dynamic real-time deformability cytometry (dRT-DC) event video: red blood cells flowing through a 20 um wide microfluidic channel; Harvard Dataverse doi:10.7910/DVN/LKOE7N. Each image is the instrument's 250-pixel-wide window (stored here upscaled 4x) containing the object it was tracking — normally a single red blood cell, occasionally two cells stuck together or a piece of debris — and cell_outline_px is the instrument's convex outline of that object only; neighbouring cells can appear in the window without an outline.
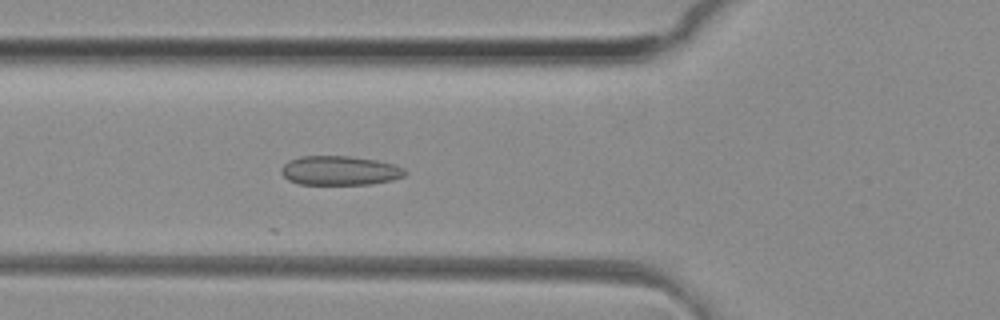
{"species": "common noctule bat (a hibernating species)", "species_latin": "Nyctalus noctula", "temperature_condition": "room temperature", "stored_images_in_passage": 16, "camera_frame_rate_fps": 3000, "um_per_image_px": 0.085, "animal": {"sex": "female", "body_mass_g": 29.2, "forearm_length_mm": 56.3}, "frame": {"image": 1, "passage_image": 4, "time_ms": 1.0, "image_size_px": [1000, 320], "cell_outline_px": [[408, 172], [404, 176], [392, 180], [372, 184], [300, 184], [288, 180], [280, 172], [280, 168], [288, 160], [300, 156], [352, 156], [376, 160], [396, 164], [404, 168]], "centroid_in_image_um": [28.89, 14.49], "position_along_channel_um": 96.9, "area_um2": 21.33}}
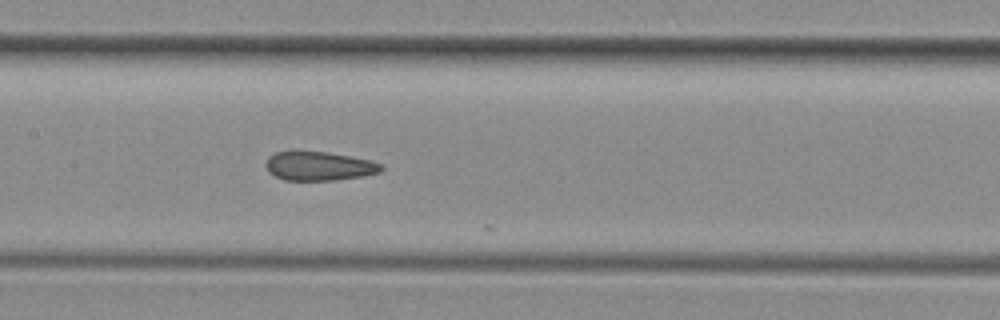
{"frame": {"image": 2, "passage_image": 10, "time_ms": 3.0, "image_size_px": [1000, 320], "cell_outline_px": [[384, 168], [380, 172], [364, 176], [336, 180], [284, 180], [268, 172], [264, 164], [268, 156], [276, 152], [328, 152], [372, 160], [384, 164]], "centroid_in_image_um": [27.15, 14.12], "position_along_channel_um": 180.2, "area_um2": 19.59}}
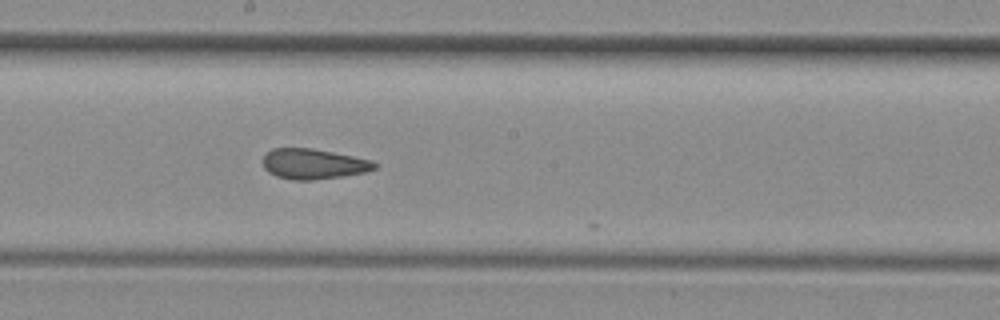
{"frame": {"image": 3, "passage_image": 13, "time_ms": 4.0, "image_size_px": [1000, 320], "cell_outline_px": [[376, 168], [364, 172], [344, 176], [312, 180], [292, 180], [276, 176], [268, 172], [264, 168], [264, 156], [272, 148], [312, 148], [372, 160], [376, 164]], "centroid_in_image_um": [26.63, 13.94], "position_along_channel_um": 221.6, "area_um2": 19.59}}